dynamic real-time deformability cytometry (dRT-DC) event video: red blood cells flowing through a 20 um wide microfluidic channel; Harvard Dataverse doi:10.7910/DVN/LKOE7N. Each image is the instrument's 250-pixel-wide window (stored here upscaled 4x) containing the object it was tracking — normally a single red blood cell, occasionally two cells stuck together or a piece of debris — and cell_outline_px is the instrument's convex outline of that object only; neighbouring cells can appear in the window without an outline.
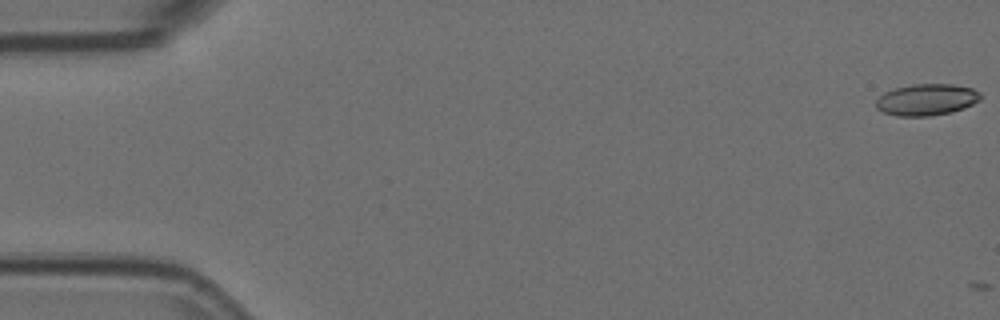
{"species": "Egyptian fruit bat (a non-hibernating species)", "species_latin": "Rousettus aegyptiacus", "temperature_condition": "room temperature", "stored_images_in_passage": 2, "camera_frame_rate_fps": 3000, "um_per_image_px": 0.085, "animal": {"sex": "female"}, "frame": {"image": 1, "passage_image": 1, "time_ms": 0.0, "image_size_px": [1000, 320], "cell_outline_px": [[980, 100], [964, 108], [952, 112], [932, 116], [896, 116], [884, 112], [876, 108], [876, 100], [884, 92], [896, 88], [912, 84], [952, 84], [972, 88], [980, 92]], "centroid_in_image_um": [78.76, 8.47], "position_along_channel_um": 6.2, "area_um2": 19.25}}